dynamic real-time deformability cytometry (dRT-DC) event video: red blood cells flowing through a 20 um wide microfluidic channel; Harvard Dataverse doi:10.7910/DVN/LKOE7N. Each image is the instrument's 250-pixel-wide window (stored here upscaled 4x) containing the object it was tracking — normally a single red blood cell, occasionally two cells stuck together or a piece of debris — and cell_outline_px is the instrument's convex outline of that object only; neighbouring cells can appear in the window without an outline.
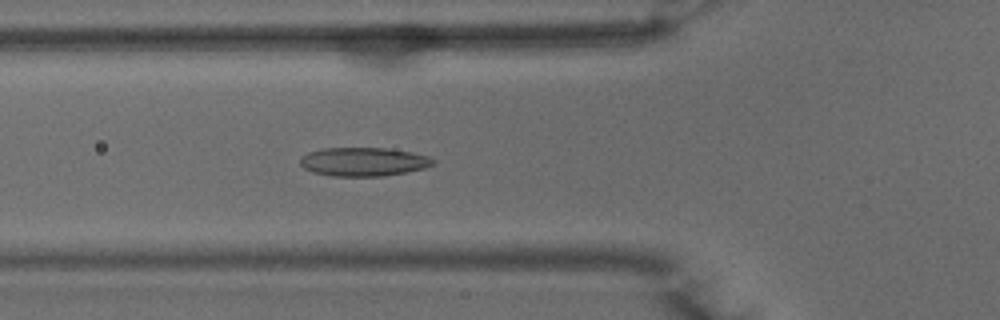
{"species": "common noctule bat (a hibernating species)", "species_latin": "Nyctalus noctula", "temperature_condition": "warm", "stored_images_in_passage": 51, "camera_frame_rate_fps": 3000, "um_per_image_px": 0.085, "animal": {"sex": "male", "body_mass_g": 15.6}, "frame": {"image": 1, "passage_image": 18, "time_ms": 5.667, "image_size_px": [1000, 320], "cell_outline_px": [[436, 164], [424, 168], [384, 176], [332, 176], [312, 172], [304, 168], [300, 164], [300, 160], [308, 152], [320, 148], [384, 148], [412, 152], [428, 156], [436, 160]], "centroid_in_image_um": [30.91, 13.75], "position_along_channel_um": 94.9, "area_um2": 22.25}}
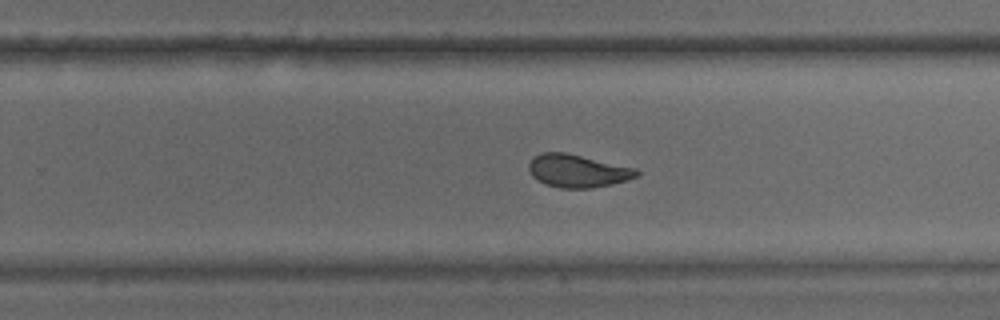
{"frame": {"image": 2, "passage_image": 32, "time_ms": 10.333, "image_size_px": [1000, 320], "cell_outline_px": [[640, 172], [636, 176], [628, 180], [612, 184], [588, 188], [560, 188], [536, 180], [532, 176], [528, 168], [528, 164], [532, 156], [540, 152], [564, 152], [636, 168]], "centroid_in_image_um": [49.06, 14.51], "position_along_channel_um": 280.7, "area_um2": 20.63}}
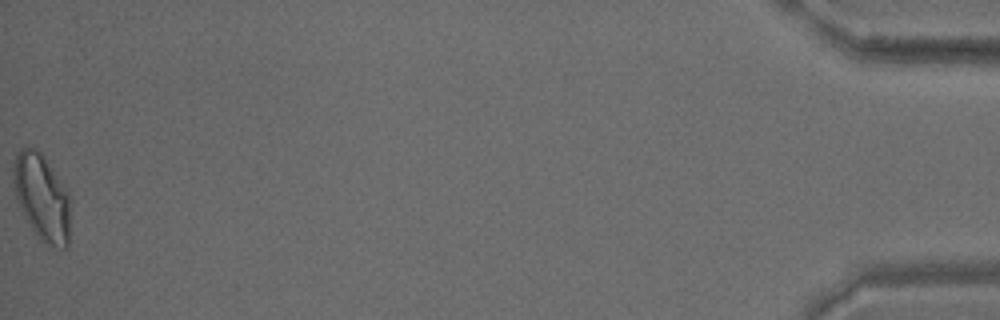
{"frame": {"image": 3, "passage_image": 51, "time_ms": 16.667, "image_size_px": [1000, 320], "cell_outline_px": [[72, 200], [68, 248], [60, 248], [48, 244], [40, 240], [36, 236], [24, 216], [16, 196], [12, 176], [12, 168], [16, 156], [20, 148], [28, 144], [36, 148], [44, 156], [68, 188]], "centroid_in_image_um": [3.61, 16.75], "position_along_channel_um": 431.6, "area_um2": 29.71}, "authors_computed_cell_mechanics": {"area_um2": 21.9062, "velocity_mm_per_s": 3.9713, "shape_relaxation_time_tau1_ms": 7.8804, "shape_relaxation_time_tau2_ms": 1.4918, "deformation_change_tau1": 0.2207, "deformation_change_tau2": 0.0722}}